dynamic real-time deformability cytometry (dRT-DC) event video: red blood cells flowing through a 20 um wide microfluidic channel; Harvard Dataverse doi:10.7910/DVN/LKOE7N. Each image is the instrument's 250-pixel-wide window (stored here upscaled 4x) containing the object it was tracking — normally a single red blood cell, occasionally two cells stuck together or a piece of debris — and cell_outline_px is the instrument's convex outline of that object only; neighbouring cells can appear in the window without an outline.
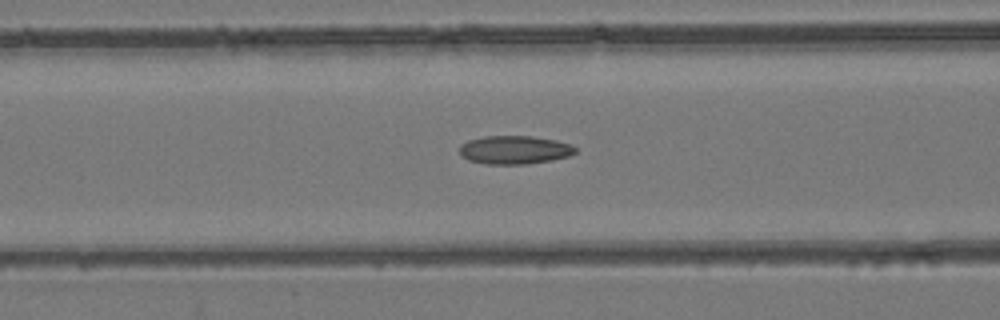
{"species": "common noctule bat (a hibernating species)", "species_latin": "Nyctalus noctula", "temperature_condition": "room temperature", "stored_images_in_passage": 39, "camera_frame_rate_fps": 3000, "um_per_image_px": 0.085, "animal": {"sex": "female", "body_mass_g": 24.6, "forearm_length_mm": 56.2}, "frame": {"image": 1, "passage_image": 8, "time_ms": 2.333, "image_size_px": [1000, 320], "cell_outline_px": [[576, 152], [568, 156], [552, 160], [528, 164], [484, 164], [468, 160], [460, 156], [460, 144], [468, 140], [484, 136], [532, 136], [556, 140], [568, 144], [576, 148]], "centroid_in_image_um": [43.69, 12.74], "position_along_channel_um": 122.9, "area_um2": 19.25}}
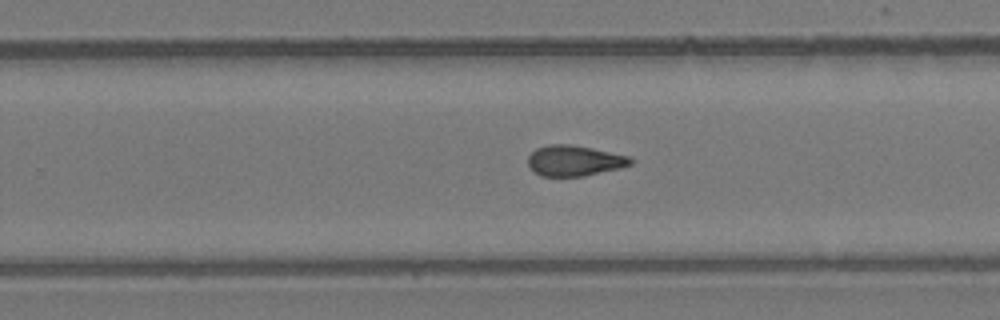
{"frame": {"image": 2, "passage_image": 20, "time_ms": 6.333, "image_size_px": [1000, 320], "cell_outline_px": [[632, 164], [620, 168], [584, 176], [540, 176], [532, 172], [528, 168], [528, 156], [536, 148], [548, 144], [572, 144], [592, 148], [628, 156], [632, 160]], "centroid_in_image_um": [48.76, 13.66], "position_along_channel_um": 281.0, "area_um2": 18.44}}
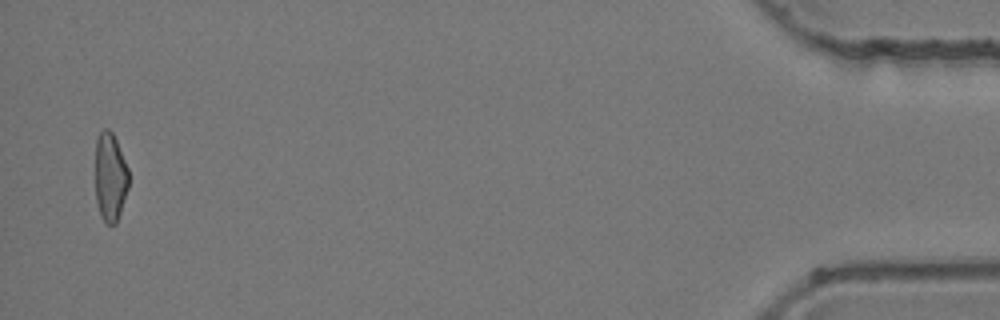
{"frame": {"image": 3, "passage_image": 38, "time_ms": 12.333, "image_size_px": [1000, 320], "cell_outline_px": [[128, 188], [116, 224], [104, 224], [100, 216], [96, 200], [96, 140], [100, 132], [104, 128], [108, 128], [112, 132], [116, 140], [128, 168]], "centroid_in_image_um": [9.36, 15.07], "position_along_channel_um": 425.8, "area_um2": 17.22}, "authors_computed_cell_mechanics": {"area_um2": 18.3804, "velocity_mm_per_s": 3.959, "shape_relaxation_time_tau1_ms": null, "shape_relaxation_time_tau2_ms": 2.0659, "deformation_change_tau1": null, "deformation_change_tau2": 0.0982}}